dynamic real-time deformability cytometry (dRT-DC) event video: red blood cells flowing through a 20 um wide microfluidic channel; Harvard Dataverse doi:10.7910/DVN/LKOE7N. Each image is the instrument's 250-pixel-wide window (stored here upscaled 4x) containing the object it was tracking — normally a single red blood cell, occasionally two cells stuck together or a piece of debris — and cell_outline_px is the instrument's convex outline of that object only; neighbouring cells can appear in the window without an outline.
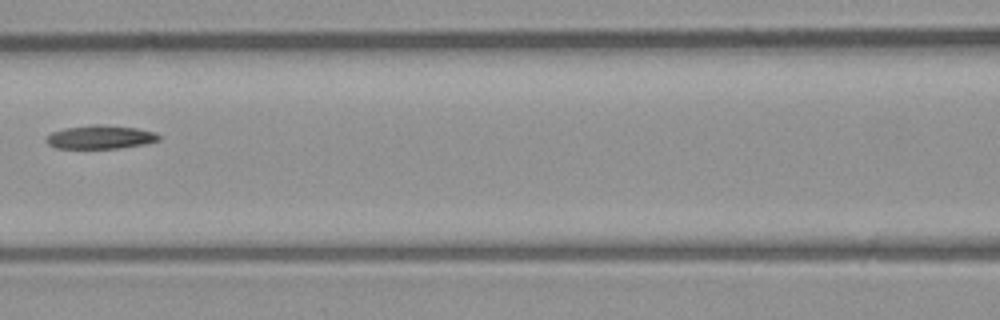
{"species": "common noctule bat (a hibernating species)", "species_latin": "Nyctalus noctula", "temperature_condition": "room temperature", "stored_images_in_passage": 8, "camera_frame_rate_fps": 3000, "um_per_image_px": 0.085, "animal": {"sex": "male", "body_mass_g": 23.1, "forearm_length_mm": 52.7}, "frame": {"image": 1, "passage_image": 7, "time_ms": 8.0, "image_size_px": [1000, 320], "cell_outline_px": [[160, 140], [144, 144], [116, 148], [56, 148], [48, 144], [44, 140], [52, 132], [64, 128], [92, 124], [100, 124], [136, 128], [156, 132], [160, 136]], "centroid_in_image_um": [8.52, 11.64], "position_along_channel_um": 158.1, "area_um2": 15.43}}
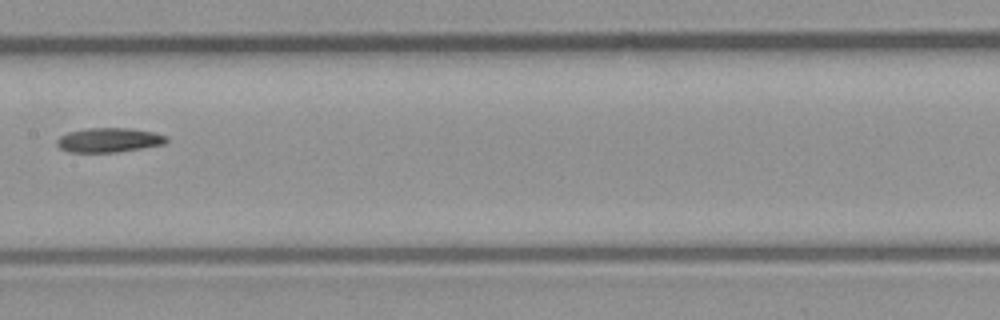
{"frame": {"image": 2, "passage_image": 8, "time_ms": 9.0, "image_size_px": [1000, 320], "cell_outline_px": [[168, 140], [164, 144], [116, 152], [68, 152], [60, 148], [56, 144], [56, 140], [60, 136], [68, 132], [84, 128], [128, 128], [152, 132], [168, 136]], "centroid_in_image_um": [9.22, 11.9], "position_along_channel_um": 198.2, "area_um2": 15.55}}